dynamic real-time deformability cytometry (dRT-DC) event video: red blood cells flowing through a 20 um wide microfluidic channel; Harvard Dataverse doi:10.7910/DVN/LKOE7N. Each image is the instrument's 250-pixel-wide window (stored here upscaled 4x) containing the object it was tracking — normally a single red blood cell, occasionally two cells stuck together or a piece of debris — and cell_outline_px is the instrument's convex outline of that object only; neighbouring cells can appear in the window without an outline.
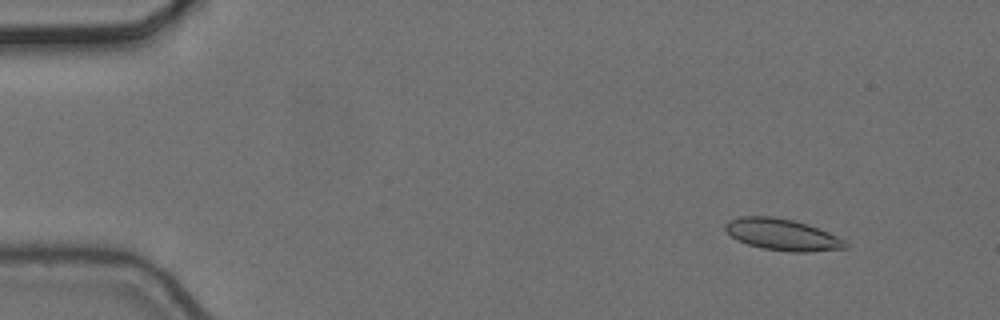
{"species": "common noctule bat (a hibernating species)", "species_latin": "Nyctalus noctula", "temperature_condition": "cold", "stored_images_in_passage": 8, "camera_frame_rate_fps": 3000, "um_per_image_px": 0.085, "animal": {"sex": "female", "body_mass_g": 24.6, "forearm_length_mm": 56.2}, "frame": {"image": 1, "passage_image": 2, "time_ms": 0.333, "image_size_px": [1000, 320], "cell_outline_px": [[848, 248], [808, 252], [792, 252], [764, 248], [748, 244], [732, 236], [724, 228], [724, 224], [728, 220], [740, 216], [772, 216], [792, 220], [808, 224], [828, 232], [844, 240], [848, 244]], "centroid_in_image_um": [66.5, 19.93], "position_along_channel_um": 18.5, "area_um2": 21.91}}
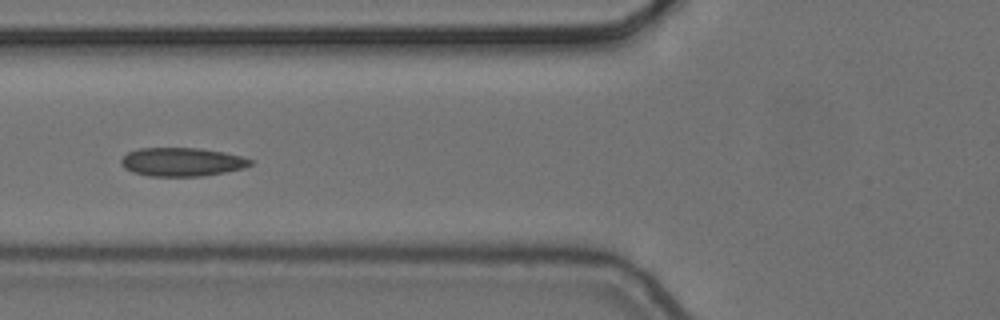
{"frame": {"image": 2, "passage_image": 6, "time_ms": 1.667, "image_size_px": [1000, 320], "cell_outline_px": [[252, 164], [244, 168], [224, 172], [200, 176], [148, 176], [132, 172], [124, 168], [120, 164], [120, 160], [128, 152], [140, 148], [200, 148], [224, 152], [240, 156], [252, 160]], "centroid_in_image_um": [15.43, 13.76], "position_along_channel_um": 110.4, "area_um2": 21.5}}
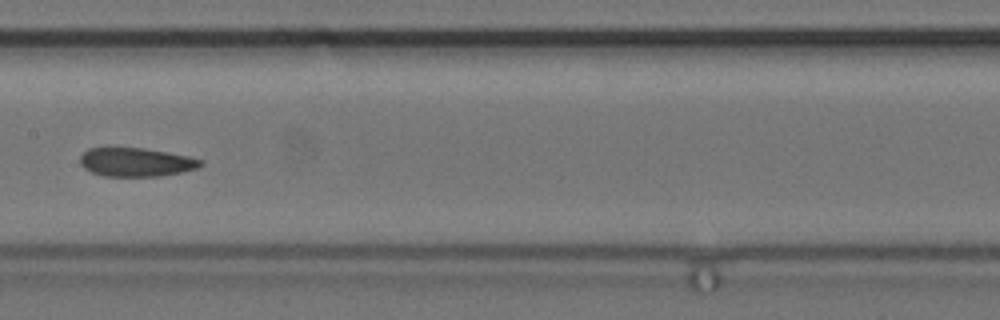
{"frame": {"image": 3, "passage_image": 8, "time_ms": 2.333, "image_size_px": [1000, 320], "cell_outline_px": [[204, 164], [196, 168], [180, 172], [160, 176], [104, 176], [92, 172], [84, 168], [80, 164], [80, 156], [88, 148], [108, 144], [112, 144], [144, 148], [168, 152], [188, 156], [204, 160]], "centroid_in_image_um": [11.49, 13.72], "position_along_channel_um": 195.9, "area_um2": 20.98}}